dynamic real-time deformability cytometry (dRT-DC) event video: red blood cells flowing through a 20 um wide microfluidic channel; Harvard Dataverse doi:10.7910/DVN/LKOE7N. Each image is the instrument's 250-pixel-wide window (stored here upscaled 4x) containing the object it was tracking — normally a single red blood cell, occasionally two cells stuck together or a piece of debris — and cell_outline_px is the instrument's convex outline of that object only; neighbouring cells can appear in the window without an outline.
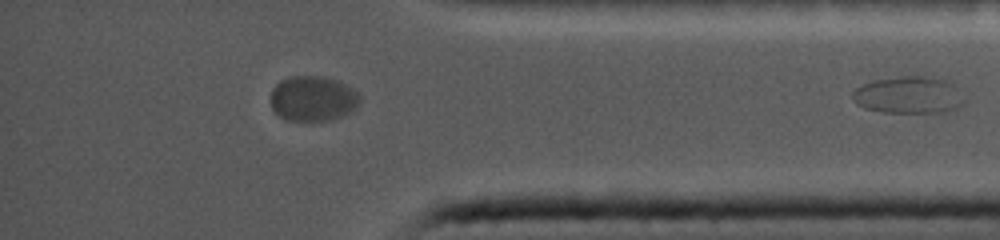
{"species": "common noctule bat (a hibernating species)", "species_latin": "Nyctalus noctula", "temperature_condition": "cold", "stored_images_in_passage": 65, "segment_of_instrument_passage": [2, 2], "camera_frame_rate_fps": 5000, "um_per_image_px": 0.085, "animal": {"sex": "female", "body_mass_g": 19.0, "forearm_length_mm": 56.7}, "frame": {"image": 1, "passage_image": 65, "time_ms": 12.8, "image_size_px": [1000, 240], "cell_outline_px": [[968, 100], [964, 104], [948, 112], [884, 112], [864, 108], [856, 104], [852, 100], [852, 92], [860, 84], [876, 80], [900, 76], [944, 76], [952, 80], [968, 96]], "centroid_in_image_um": [77.37, 8.05], "position_along_channel_um": 357.8, "area_um2": 25.26}}